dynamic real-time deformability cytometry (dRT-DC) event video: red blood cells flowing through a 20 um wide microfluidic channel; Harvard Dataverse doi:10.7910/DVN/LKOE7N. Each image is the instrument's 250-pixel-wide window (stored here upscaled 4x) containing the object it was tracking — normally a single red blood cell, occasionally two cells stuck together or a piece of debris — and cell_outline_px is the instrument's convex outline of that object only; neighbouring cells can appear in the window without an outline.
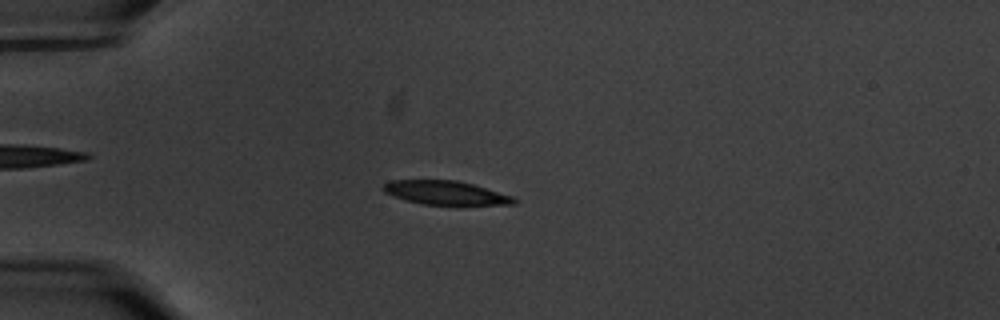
{"species": "common noctule bat (a hibernating species)", "species_latin": "Nyctalus noctula", "temperature_condition": "warm", "stored_images_in_passage": 59, "camera_frame_rate_fps": 3000, "um_per_image_px": 0.085, "animal": {"sex": "male", "body_mass_g": 20.1, "forearm_length_mm": 53.5}, "frame": {"image": 1, "passage_image": 17, "time_ms": 5.333, "image_size_px": [1000, 320], "cell_outline_px": [[516, 204], [460, 208], [456, 208], [424, 204], [404, 200], [384, 192], [380, 188], [388, 180], [456, 180], [472, 184], [512, 196], [516, 200]], "centroid_in_image_um": [37.92, 16.45], "position_along_channel_um": 47.1, "area_um2": 19.25}}
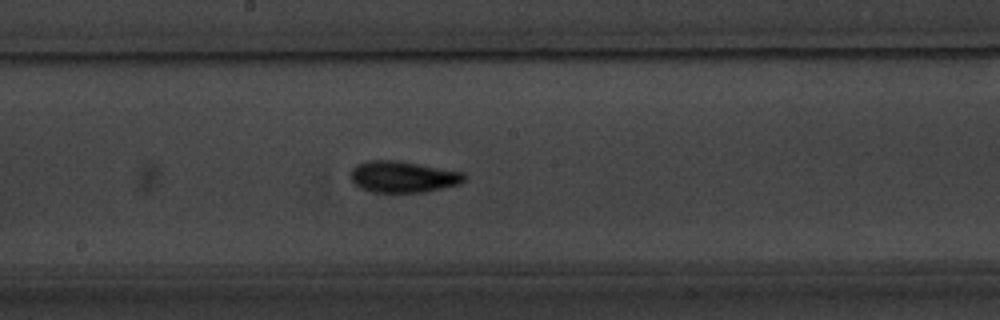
{"frame": {"image": 2, "passage_image": 33, "time_ms": 10.667, "image_size_px": [1000, 320], "cell_outline_px": [[464, 180], [460, 184], [424, 192], [372, 192], [360, 188], [352, 180], [352, 168], [356, 164], [368, 160], [400, 160], [464, 172]], "centroid_in_image_um": [34.26, 15.01], "position_along_channel_um": 213.9, "area_um2": 20.81}}
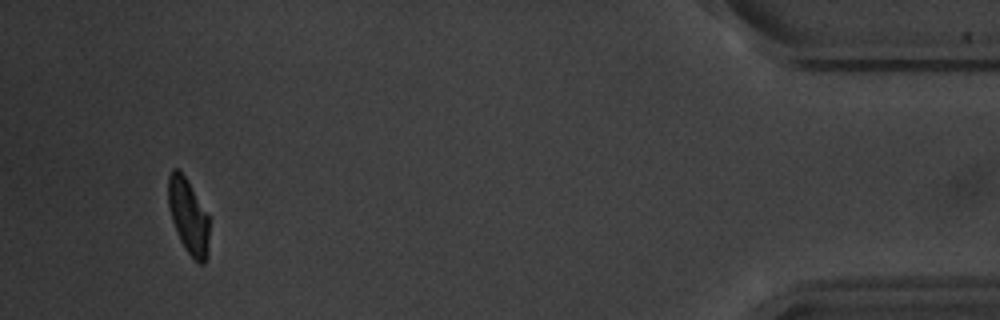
{"frame": {"image": 3, "passage_image": 56, "time_ms": 18.333, "image_size_px": [1000, 320], "cell_outline_px": [[208, 256], [204, 264], [200, 264], [184, 248], [176, 232], [172, 220], [168, 204], [168, 176], [172, 168], [176, 168], [184, 176], [208, 216]], "centroid_in_image_um": [15.99, 18.41], "position_along_channel_um": 419.2, "area_um2": 17.51}, "authors_computed_cell_mechanics": {"area_um2": 19.1318, "velocity_mm_per_s": 3.5372, "shape_relaxation_time_tau1_ms": 3.0097, "shape_relaxation_time_tau2_ms": 3.0032, "deformation_change_tau1": 0.141, "deformation_change_tau2": 0.0945}}